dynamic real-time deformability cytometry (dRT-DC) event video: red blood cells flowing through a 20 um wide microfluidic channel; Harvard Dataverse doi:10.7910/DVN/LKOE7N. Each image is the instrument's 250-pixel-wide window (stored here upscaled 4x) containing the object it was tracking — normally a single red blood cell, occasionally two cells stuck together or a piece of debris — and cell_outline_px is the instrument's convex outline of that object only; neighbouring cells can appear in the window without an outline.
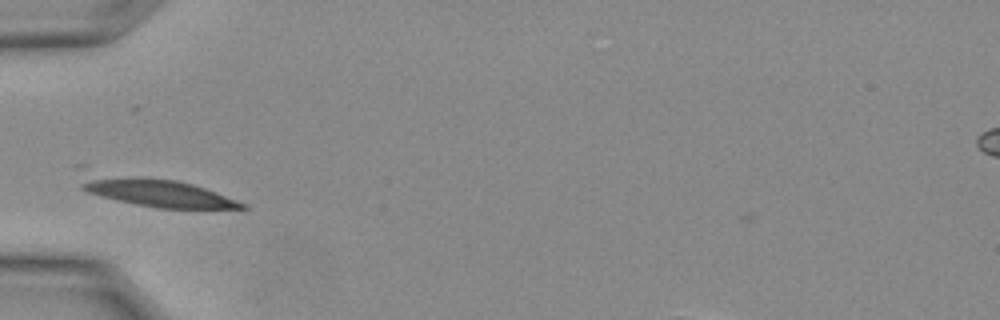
{"species": "Egyptian fruit bat (a non-hibernating species)", "species_latin": "Rousettus aegyptiacus", "temperature_condition": "warm", "stored_images_in_passage": 20, "camera_frame_rate_fps": 3000, "um_per_image_px": 0.085, "animal": {"sex": "female"}, "frame": {"image": 1, "passage_image": 4, "time_ms": 1.0, "image_size_px": [1000, 320], "cell_outline_px": [[248, 208], [156, 208], [136, 204], [100, 196], [88, 192], [80, 188], [72, 164], [88, 164], [176, 180], [192, 184], [216, 192], [236, 200], [244, 204]], "centroid_in_image_um": [12.64, 16.1], "position_along_channel_um": 72.4, "area_um2": 30.11}}
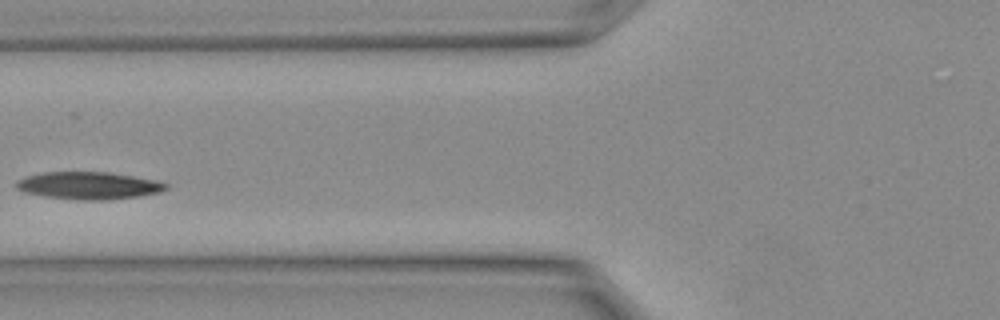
{"frame": {"image": 2, "passage_image": 6, "time_ms": 1.667, "image_size_px": [1000, 320], "cell_outline_px": [[168, 188], [160, 192], [136, 196], [104, 200], [84, 200], [44, 196], [24, 192], [16, 188], [16, 180], [24, 176], [40, 172], [108, 172], [156, 180], [168, 184]], "centroid_in_image_um": [7.49, 15.76], "position_along_channel_um": 118.3, "area_um2": 23.81}}